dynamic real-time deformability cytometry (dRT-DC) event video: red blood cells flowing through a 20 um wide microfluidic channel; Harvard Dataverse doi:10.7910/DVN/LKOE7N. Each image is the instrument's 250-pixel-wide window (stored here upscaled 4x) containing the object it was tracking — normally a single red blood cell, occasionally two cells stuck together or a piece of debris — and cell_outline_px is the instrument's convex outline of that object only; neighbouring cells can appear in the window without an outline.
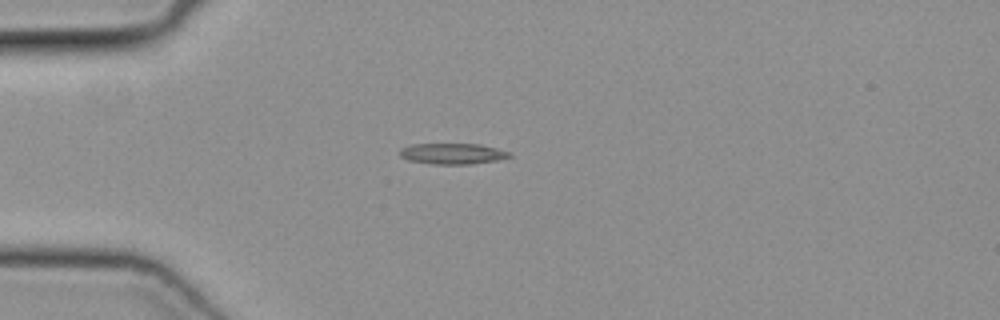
{"species": "common noctule bat (a hibernating species)", "species_latin": "Nyctalus noctula", "temperature_condition": "cold", "stored_images_in_passage": 37, "camera_frame_rate_fps": 3000, "um_per_image_px": 0.085, "animal": {"sex": "female", "body_mass_g": 19.3, "forearm_length_mm": 54.1}, "frame": {"image": 1, "passage_image": 1, "time_ms": 0.0, "image_size_px": [1000, 320], "cell_outline_px": [[512, 156], [496, 160], [468, 164], [432, 164], [408, 160], [400, 156], [400, 148], [412, 144], [480, 144], [496, 148], [508, 152]], "centroid_in_image_um": [38.42, 13.06], "position_along_channel_um": 46.6, "area_um2": 13.18}}
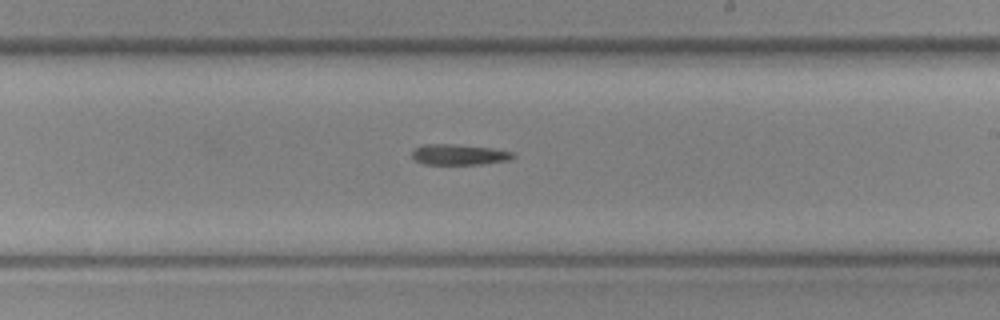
{"frame": {"image": 2, "passage_image": 17, "time_ms": 5.333, "image_size_px": [1000, 320], "cell_outline_px": [[516, 156], [508, 160], [480, 164], [424, 164], [416, 160], [412, 156], [412, 152], [416, 148], [424, 144], [452, 144], [492, 148], [512, 152]], "centroid_in_image_um": [39.02, 13.14], "position_along_channel_um": 250.0, "area_um2": 11.96}}
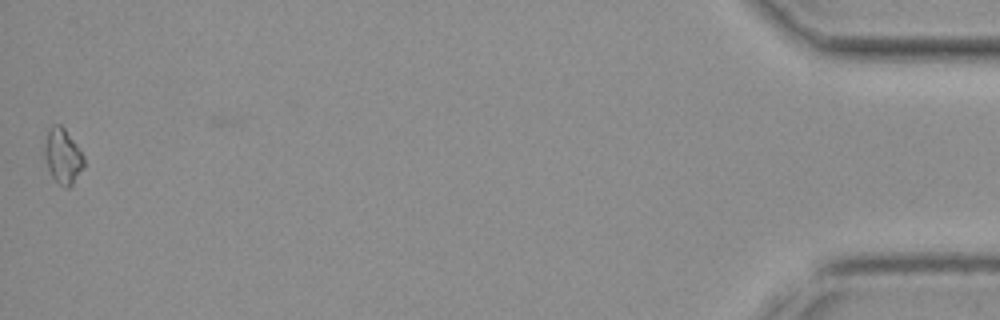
{"frame": {"image": 3, "passage_image": 37, "time_ms": 12.0, "image_size_px": [1000, 320], "cell_outline_px": [[84, 164], [72, 184], [68, 188], [64, 188], [52, 176], [48, 168], [44, 156], [44, 148], [48, 132], [52, 124], [60, 124], [64, 128], [84, 156]], "centroid_in_image_um": [5.32, 13.26], "position_along_channel_um": 429.9, "area_um2": 12.25}}